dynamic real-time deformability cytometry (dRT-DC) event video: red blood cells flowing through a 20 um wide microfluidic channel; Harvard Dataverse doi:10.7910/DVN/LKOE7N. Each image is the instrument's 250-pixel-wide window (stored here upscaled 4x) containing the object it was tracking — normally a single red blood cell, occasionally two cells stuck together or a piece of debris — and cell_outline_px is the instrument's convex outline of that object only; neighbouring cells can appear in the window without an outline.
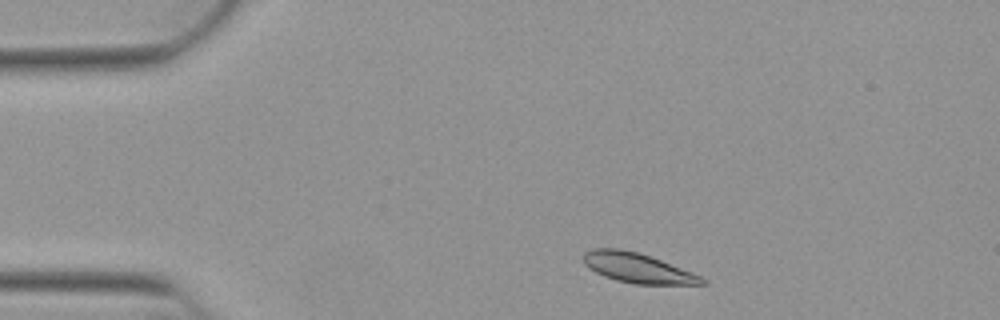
{"species": "Egyptian fruit bat (a non-hibernating species)", "species_latin": "Rousettus aegyptiacus", "temperature_condition": "warm", "stored_images_in_passage": 44, "camera_frame_rate_fps": 3000, "um_per_image_px": 0.085, "animal": {"sex": "female"}, "frame": {"image": 1, "passage_image": 1, "time_ms": 0.0, "image_size_px": [1000, 320], "cell_outline_px": [[708, 284], [636, 284], [616, 280], [604, 276], [588, 268], [584, 264], [584, 252], [592, 248], [620, 248], [636, 252], [660, 260], [692, 272], [708, 280]], "centroid_in_image_um": [54.18, 22.78], "position_along_channel_um": 30.8, "area_um2": 20.4}}
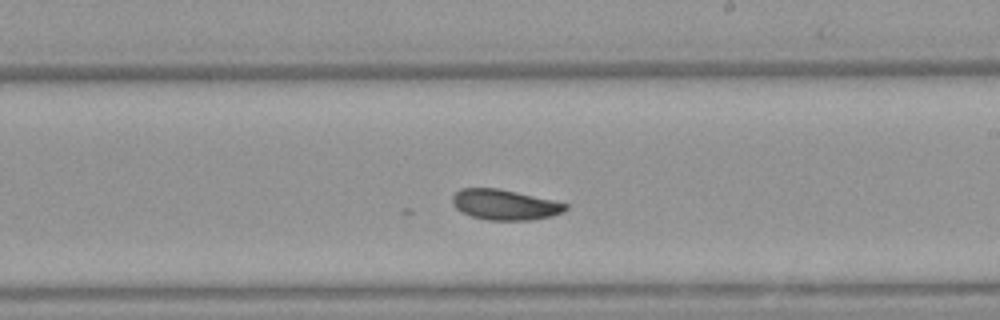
{"frame": {"image": 2, "passage_image": 22, "time_ms": 7.0, "image_size_px": [1000, 320], "cell_outline_px": [[568, 208], [552, 216], [532, 220], [488, 220], [472, 216], [460, 212], [452, 204], [452, 196], [460, 188], [496, 188], [516, 192], [552, 200], [568, 204]], "centroid_in_image_um": [42.86, 17.4], "position_along_channel_um": 246.1, "area_um2": 19.94}}
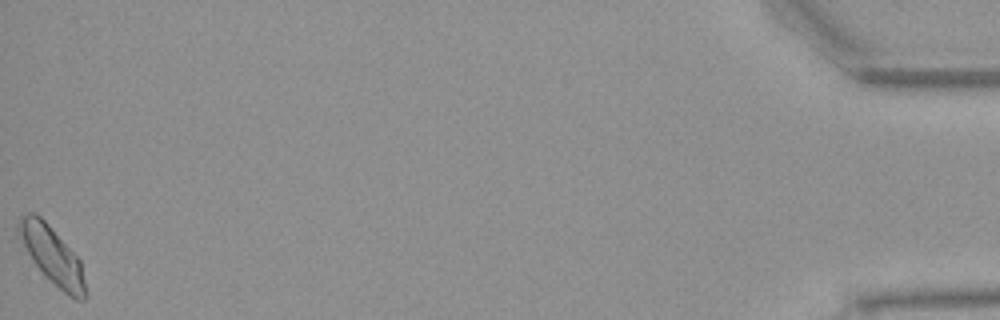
{"frame": {"image": 3, "passage_image": 44, "time_ms": 14.333, "image_size_px": [1000, 320], "cell_outline_px": [[88, 296], [84, 300], [76, 300], [68, 296], [44, 276], [32, 260], [16, 232], [16, 224], [20, 216], [28, 212], [36, 212], [48, 224], [80, 260]], "centroid_in_image_um": [4.42, 21.72], "position_along_channel_um": 430.8, "area_um2": 22.54}, "authors_computed_cell_mechanics": {"area_um2": 20.519, "velocity_mm_per_s": 3.8743, "shape_relaxation_time_tau1_ms": 3.7357, "shape_relaxation_time_tau2_ms": null, "deformation_change_tau1": 0.0969, "deformation_change_tau2": null}}